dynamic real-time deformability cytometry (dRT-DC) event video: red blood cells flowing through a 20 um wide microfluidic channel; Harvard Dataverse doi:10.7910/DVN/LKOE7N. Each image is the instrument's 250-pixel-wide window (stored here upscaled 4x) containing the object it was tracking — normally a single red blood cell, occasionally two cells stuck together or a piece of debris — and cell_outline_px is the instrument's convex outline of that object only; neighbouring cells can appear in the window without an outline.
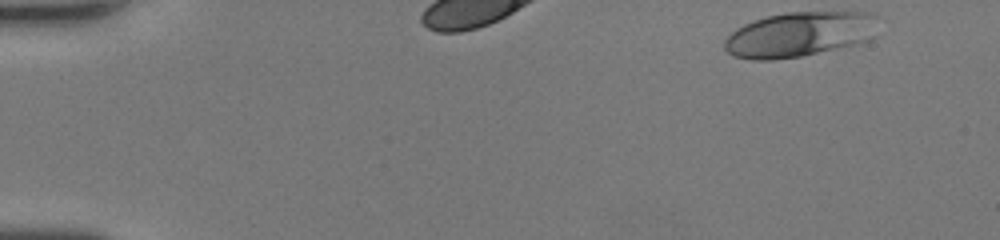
{"species": "human", "species_latin": "Homo sapiens", "temperature_condition": "room temperature", "stored_images_in_passage": 28, "camera_frame_rate_fps": 3000, "um_per_image_px": 0.085, "donor": {"sex": "female"}, "frame": {"image": 1, "passage_image": 1, "time_ms": 0.0, "image_size_px": [1000, 240], "cell_outline_px": [[880, 16], [876, 36], [868, 40], [856, 44], [800, 56], [772, 60], [752, 60], [732, 56], [724, 48], [724, 40], [736, 28], [752, 20], [768, 16], [788, 12], [868, 12]], "centroid_in_image_um": [68.0, 2.91], "position_along_channel_um": 17.0, "area_um2": 40.63}}
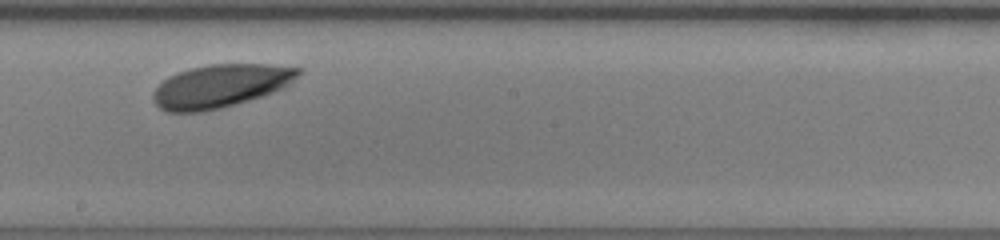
{"frame": {"image": 2, "passage_image": 17, "time_ms": 5.333, "image_size_px": [1000, 240], "cell_outline_px": [[304, 72], [300, 76], [284, 88], [248, 100], [220, 108], [200, 112], [168, 112], [160, 108], [152, 100], [152, 92], [168, 76], [192, 68], [208, 64], [268, 64], [304, 68]], "centroid_in_image_um": [18.78, 7.3], "position_along_channel_um": 229.4, "area_um2": 36.53}}
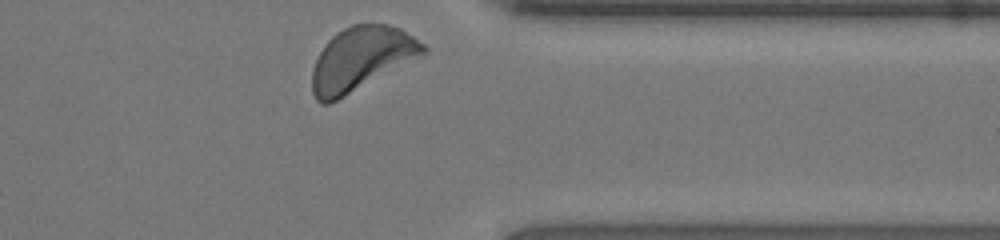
{"frame": {"image": 3, "passage_image": 28, "time_ms": 9.0, "image_size_px": [1000, 240], "cell_outline_px": [[428, 52], [424, 56], [328, 104], [320, 104], [316, 100], [312, 92], [312, 68], [324, 44], [336, 32], [352, 24], [388, 24], [400, 28], [424, 44], [428, 48]], "centroid_in_image_um": [30.72, 5.0], "position_along_channel_um": 380.7, "area_um2": 41.33}, "authors_computed_cell_mechanics": {"area_um2": 36.8764, "velocity_mm_per_s": 4.2116, "shape_relaxation_time_tau1_ms": 1.5653, "shape_relaxation_time_tau2_ms": 9.5241, "deformation_change_tau1": 0.0868, "deformation_change_tau2": 0.2138}}